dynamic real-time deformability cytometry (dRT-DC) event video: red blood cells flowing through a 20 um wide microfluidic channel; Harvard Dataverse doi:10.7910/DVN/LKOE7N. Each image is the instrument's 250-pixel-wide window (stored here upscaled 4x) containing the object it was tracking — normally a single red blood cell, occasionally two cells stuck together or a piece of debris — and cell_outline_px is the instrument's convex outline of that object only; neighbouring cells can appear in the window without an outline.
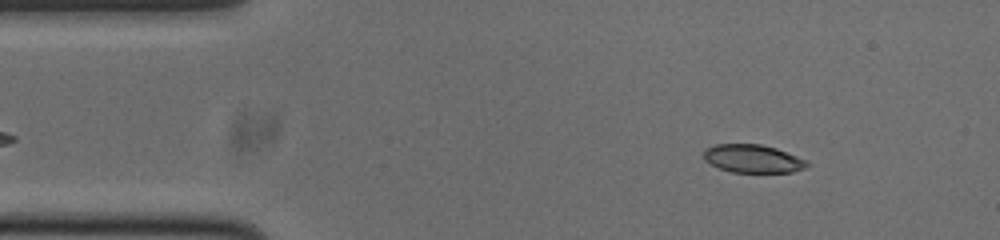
{"species": "common noctule bat (a hibernating species)", "species_latin": "Nyctalus noctula", "temperature_condition": "cold", "stored_images_in_passage": 52, "camera_frame_rate_fps": 3000, "um_per_image_px": 0.085, "animal": {"sex": "male", "body_mass_g": 20.0, "forearm_length_mm": 53.3}, "frame": {"image": 1, "passage_image": 6, "time_ms": 1.667, "image_size_px": [1000, 240], "cell_outline_px": [[812, 164], [804, 168], [792, 172], [732, 172], [720, 168], [704, 160], [704, 148], [716, 144], [760, 144], [776, 148], [808, 160]], "centroid_in_image_um": [64.02, 13.48], "position_along_channel_um": 21.0, "area_um2": 16.99}}
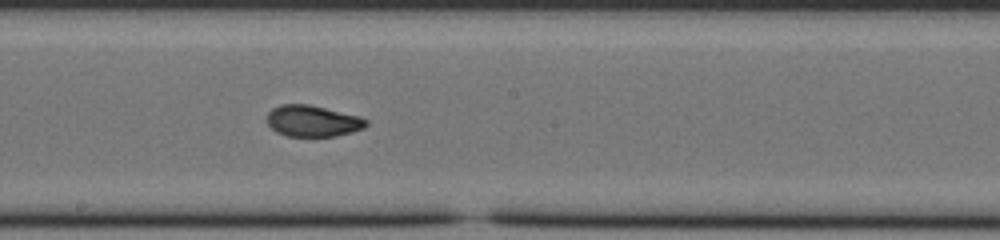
{"frame": {"image": 2, "passage_image": 27, "time_ms": 8.667, "image_size_px": [1000, 240], "cell_outline_px": [[368, 124], [364, 128], [352, 132], [336, 136], [288, 136], [276, 132], [268, 124], [268, 112], [272, 108], [280, 104], [308, 104], [360, 116], [368, 120]], "centroid_in_image_um": [26.59, 10.28], "position_along_channel_um": 221.6, "area_um2": 18.09}}
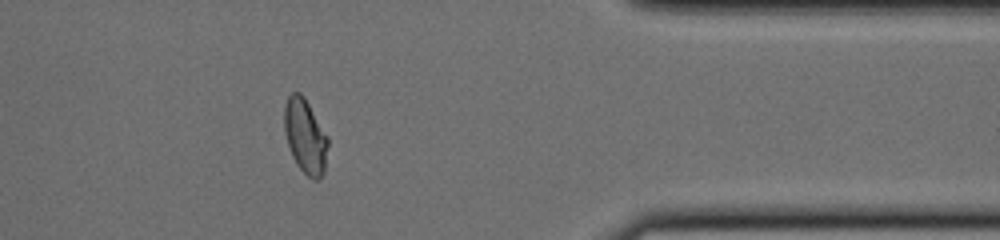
{"frame": {"image": 3, "passage_image": 42, "time_ms": 13.667, "image_size_px": [1000, 240], "cell_outline_px": [[328, 144], [324, 172], [316, 180], [312, 180], [296, 164], [292, 156], [284, 132], [284, 108], [288, 96], [292, 92], [300, 92], [304, 96], [328, 136]], "centroid_in_image_um": [25.94, 11.56], "position_along_channel_um": 385.5, "area_um2": 18.96}, "authors_computed_cell_mechanics": {"area_um2": 18.6116, "velocity_mm_per_s": 3.7758, "shape_relaxation_time_tau1_ms": 5.4115, "shape_relaxation_time_tau2_ms": 1.5292, "deformation_change_tau1": 0.155, "deformation_change_tau2": 0.0471}}